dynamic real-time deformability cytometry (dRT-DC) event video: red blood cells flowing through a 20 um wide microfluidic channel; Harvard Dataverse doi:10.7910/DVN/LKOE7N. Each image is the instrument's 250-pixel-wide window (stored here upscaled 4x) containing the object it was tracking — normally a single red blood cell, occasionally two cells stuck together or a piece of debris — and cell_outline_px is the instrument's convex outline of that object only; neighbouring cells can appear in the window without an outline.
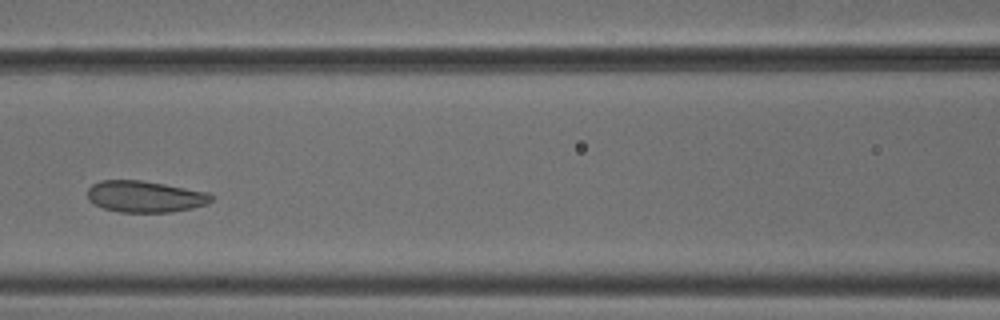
{"species": "common noctule bat (a hibernating species)", "species_latin": "Nyctalus noctula", "temperature_condition": "cold", "stored_images_in_passage": 4, "camera_frame_rate_fps": 3000, "um_per_image_px": 0.085, "animal": {"sex": "male", "body_mass_g": 18.8}, "frame": {"image": 1, "passage_image": 4, "time_ms": 1.0, "image_size_px": [1000, 320], "cell_outline_px": [[216, 196], [208, 204], [192, 208], [172, 212], [120, 212], [104, 208], [88, 200], [88, 188], [92, 184], [100, 180], [140, 180], [164, 184], [208, 192]], "centroid_in_image_um": [12.36, 16.7], "position_along_channel_um": 154.2, "area_um2": 22.77}}